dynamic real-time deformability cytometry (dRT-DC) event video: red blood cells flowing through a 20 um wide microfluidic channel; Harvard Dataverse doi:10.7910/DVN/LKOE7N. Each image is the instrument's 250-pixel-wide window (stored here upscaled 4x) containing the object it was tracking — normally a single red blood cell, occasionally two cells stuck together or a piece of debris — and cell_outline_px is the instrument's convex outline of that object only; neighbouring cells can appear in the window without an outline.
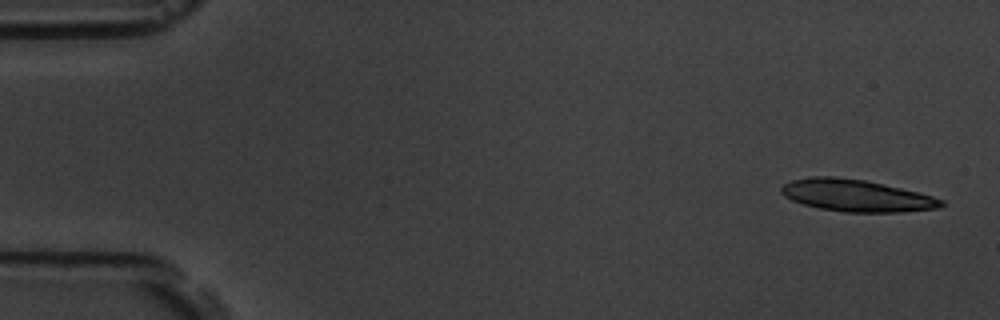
{"species": "common noctule bat (a hibernating species)", "species_latin": "Nyctalus noctula", "temperature_condition": "room temperature", "stored_images_in_passage": 4, "camera_frame_rate_fps": 3000, "um_per_image_px": 0.085, "animal": {"sex": "male", "body_mass_g": 19.5, "forearm_length_mm": 54.6}, "frame": {"image": 1, "passage_image": 1, "time_ms": 0.0, "image_size_px": [1000, 320], "cell_outline_px": [[944, 204], [940, 208], [904, 212], [844, 212], [820, 208], [804, 204], [792, 200], [784, 196], [780, 192], [780, 188], [784, 184], [792, 180], [812, 176], [832, 176], [864, 180], [900, 188], [932, 196], [944, 200]], "centroid_in_image_um": [72.78, 16.63], "position_along_channel_um": 12.2, "area_um2": 29.65}}